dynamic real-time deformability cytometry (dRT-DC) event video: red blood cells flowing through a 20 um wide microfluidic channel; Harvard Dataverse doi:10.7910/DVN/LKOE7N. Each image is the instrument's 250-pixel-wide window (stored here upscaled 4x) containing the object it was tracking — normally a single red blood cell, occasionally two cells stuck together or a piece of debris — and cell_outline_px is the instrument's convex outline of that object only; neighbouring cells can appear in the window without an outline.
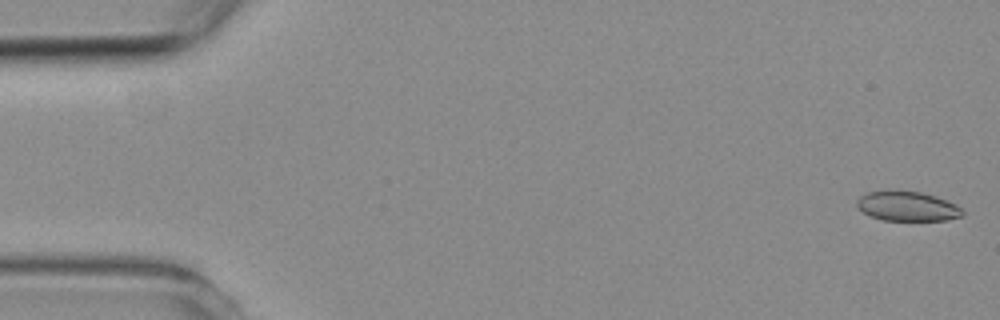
{"species": "common noctule bat (a hibernating species)", "species_latin": "Nyctalus noctula", "temperature_condition": "room temperature", "stored_images_in_passage": 2, "segment_of_instrument_passage": [2, 2], "camera_frame_rate_fps": 3000, "um_per_image_px": 0.085, "animal": {"sex": "female", "body_mass_g": 19.3, "forearm_length_mm": 54.1}, "frame": {"image": 1, "passage_image": 2, "time_ms": 1.0, "image_size_px": [1000, 320], "cell_outline_px": [[964, 216], [948, 220], [884, 220], [868, 216], [856, 204], [856, 200], [864, 192], [896, 188], [920, 192], [936, 196], [956, 204], [964, 212]], "centroid_in_image_um": [77.09, 17.49], "position_along_channel_um": 7.9, "area_um2": 18.79}}